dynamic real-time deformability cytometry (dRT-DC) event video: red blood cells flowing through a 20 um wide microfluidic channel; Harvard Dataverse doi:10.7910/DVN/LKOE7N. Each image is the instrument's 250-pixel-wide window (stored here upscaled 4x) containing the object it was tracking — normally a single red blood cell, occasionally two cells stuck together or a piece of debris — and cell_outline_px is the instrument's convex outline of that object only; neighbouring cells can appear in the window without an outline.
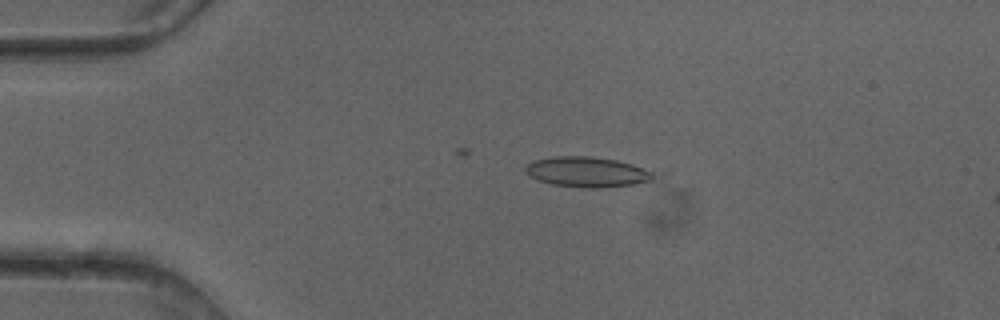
{"species": "common noctule bat (a hibernating species)", "species_latin": "Nyctalus noctula", "temperature_condition": "cold", "stored_images_in_passage": 17, "camera_frame_rate_fps": 3000, "um_per_image_px": 0.085, "animal": {"sex": "female"}, "frame": {"image": 1, "passage_image": 10, "time_ms": 3.0, "image_size_px": [1000, 320], "cell_outline_px": [[652, 180], [632, 184], [600, 188], [588, 188], [552, 184], [536, 180], [528, 176], [524, 172], [524, 168], [532, 160], [552, 156], [592, 156], [616, 160], [632, 164], [652, 172]], "centroid_in_image_um": [49.8, 14.61], "position_along_channel_um": 35.2, "area_um2": 22.54}}
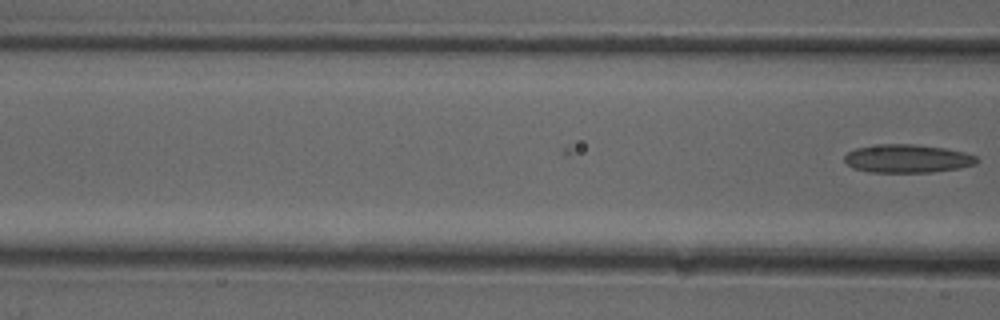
{"frame": {"image": 2, "passage_image": 17, "time_ms": 5.333, "image_size_px": [1000, 320], "cell_outline_px": [[980, 160], [976, 164], [960, 168], [932, 172], [868, 172], [852, 168], [844, 160], [844, 156], [848, 152], [856, 148], [880, 144], [916, 144], [944, 148], [964, 152], [976, 156]], "centroid_in_image_um": [77.14, 13.48], "position_along_channel_um": 89.5, "area_um2": 21.91}}